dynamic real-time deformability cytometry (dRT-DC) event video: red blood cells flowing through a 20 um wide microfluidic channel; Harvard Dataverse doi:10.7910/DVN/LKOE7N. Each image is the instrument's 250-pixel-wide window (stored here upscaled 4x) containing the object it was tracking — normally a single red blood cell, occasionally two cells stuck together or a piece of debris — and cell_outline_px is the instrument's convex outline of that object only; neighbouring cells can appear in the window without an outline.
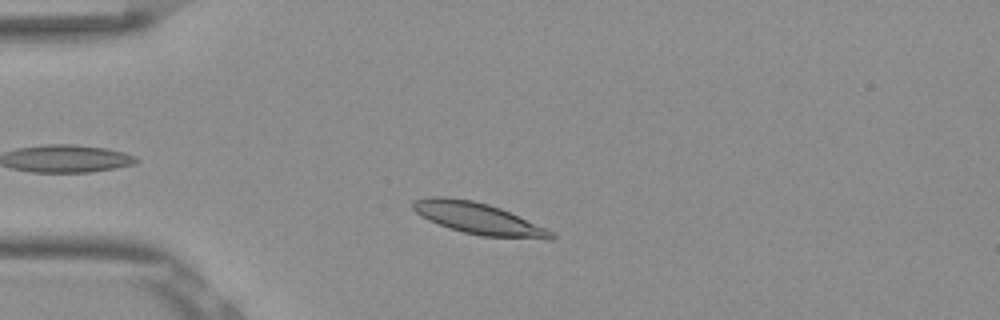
{"species": "Egyptian fruit bat (a non-hibernating species)", "species_latin": "Rousettus aegyptiacus", "temperature_condition": "room temperature", "stored_images_in_passage": 47, "camera_frame_rate_fps": 3000, "um_per_image_px": 0.085, "frame": {"image": 1, "passage_image": 7, "time_ms": 2.0, "image_size_px": [1000, 320], "cell_outline_px": [[556, 236], [552, 240], [548, 240], [480, 236], [464, 232], [428, 220], [416, 212], [412, 208], [412, 200], [432, 196], [448, 196], [472, 200], [488, 204], [500, 208], [544, 228], [552, 232]], "centroid_in_image_um": [40.64, 18.57], "position_along_channel_um": 44.4, "area_um2": 25.2}}
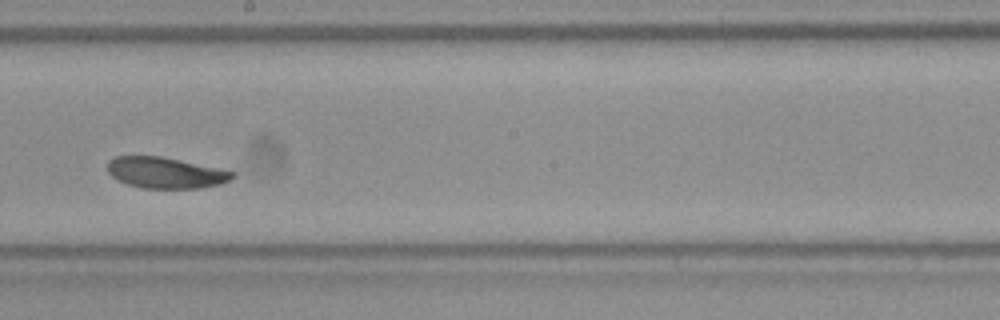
{"frame": {"image": 2, "passage_image": 24, "time_ms": 7.667, "image_size_px": [1000, 320], "cell_outline_px": [[236, 176], [220, 184], [200, 188], [140, 188], [116, 180], [108, 172], [108, 160], [116, 156], [160, 156], [236, 172]], "centroid_in_image_um": [14.04, 14.69], "position_along_channel_um": 234.2, "area_um2": 22.48}}
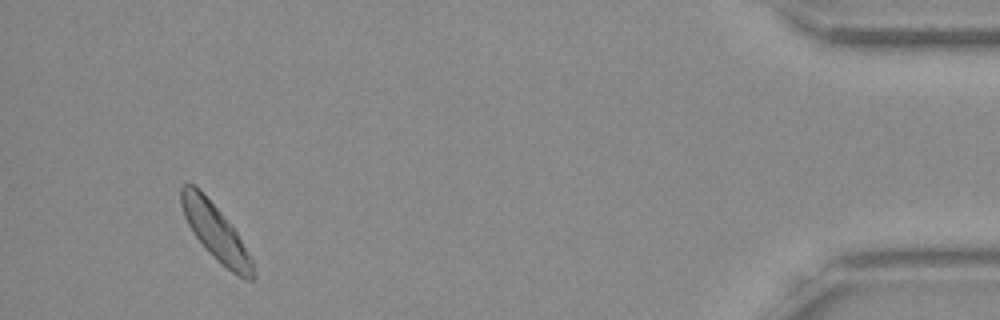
{"frame": {"image": 3, "passage_image": 44, "time_ms": 14.333, "image_size_px": [1000, 320], "cell_outline_px": [[256, 276], [252, 280], [244, 280], [236, 276], [212, 256], [192, 232], [184, 216], [180, 204], [180, 188], [184, 184], [192, 184], [228, 220], [236, 232], [252, 260]], "centroid_in_image_um": [18.33, 19.8], "position_along_channel_um": 416.9, "area_um2": 22.89}, "authors_computed_cell_mechanics": {"area_um2": 23.5824, "velocity_mm_per_s": 3.7648, "shape_relaxation_time_tau1_ms": 1.8456, "shape_relaxation_time_tau2_ms": null, "deformation_change_tau1": 0.084, "deformation_change_tau2": null}}